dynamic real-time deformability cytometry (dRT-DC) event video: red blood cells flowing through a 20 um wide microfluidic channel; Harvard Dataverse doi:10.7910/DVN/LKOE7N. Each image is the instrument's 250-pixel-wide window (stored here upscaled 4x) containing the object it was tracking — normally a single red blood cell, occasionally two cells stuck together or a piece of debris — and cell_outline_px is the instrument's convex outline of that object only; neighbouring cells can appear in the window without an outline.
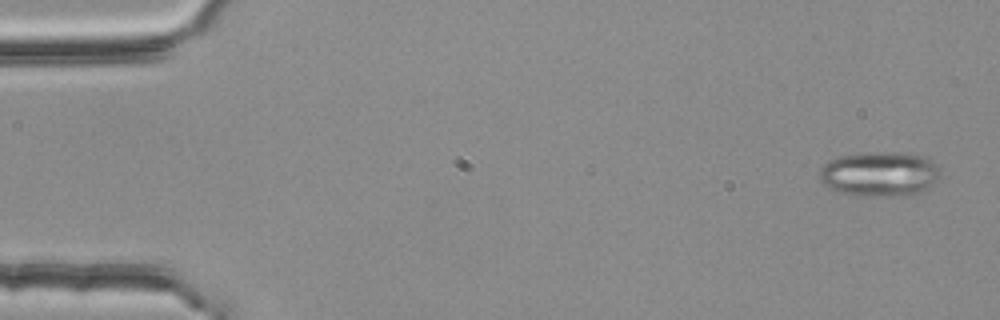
{"species": "common noctule bat (a hibernating species)", "species_latin": "Nyctalus noctula", "temperature_condition": "room temperature", "stored_images_in_passage": 55, "segment_of_instrument_passage": [1, 2], "camera_frame_rate_fps": 3000, "um_per_image_px": 0.085, "animal": {"sex": "female", "body_mass_g": 25.1}, "frame": {"image": 1, "passage_image": 3, "time_ms": 0.667, "image_size_px": [1000, 320], "cell_outline_px": [[940, 176], [924, 192], [908, 196], [852, 196], [828, 188], [820, 180], [820, 168], [824, 164], [840, 156], [864, 152], [908, 152], [924, 156], [936, 164], [940, 168]], "centroid_in_image_um": [74.8, 14.8], "position_along_channel_um": 10.2, "area_um2": 32.14}}